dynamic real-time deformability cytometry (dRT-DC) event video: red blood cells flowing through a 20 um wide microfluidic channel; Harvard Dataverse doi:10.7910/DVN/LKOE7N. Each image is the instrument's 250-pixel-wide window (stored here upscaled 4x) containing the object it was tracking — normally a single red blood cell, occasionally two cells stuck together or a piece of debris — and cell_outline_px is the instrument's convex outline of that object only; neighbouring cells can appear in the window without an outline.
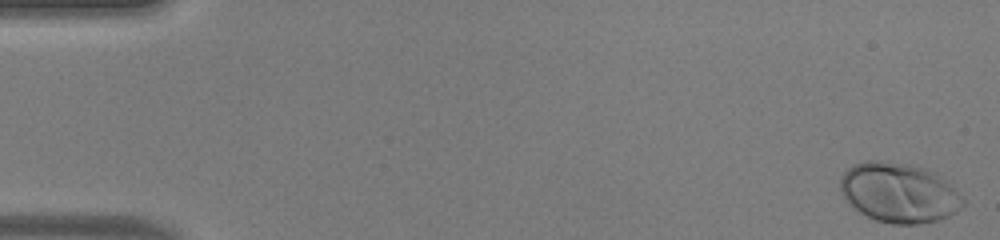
{"species": "human", "species_latin": "Homo sapiens", "temperature_condition": "warm", "stored_images_in_passage": 50, "camera_frame_rate_fps": 3000, "um_per_image_px": 0.085, "donor": {"sex": "male"}, "frame": {"image": 1, "passage_image": 1, "time_ms": 0.0, "image_size_px": [1000, 240], "cell_outline_px": [[964, 204], [956, 212], [940, 220], [920, 224], [892, 224], [876, 220], [860, 212], [840, 192], [840, 180], [844, 172], [852, 164], [868, 160], [884, 160], [912, 164], [924, 168], [940, 176], [964, 200]], "centroid_in_image_um": [76.39, 16.37], "position_along_channel_um": 8.6, "area_um2": 42.54}}
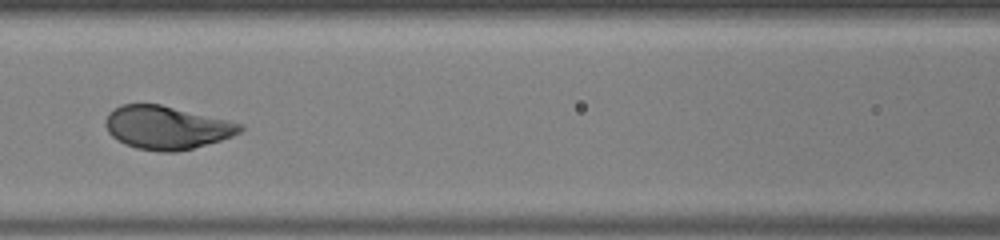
{"frame": {"image": 2, "passage_image": 23, "time_ms": 7.333, "image_size_px": [1000, 240], "cell_outline_px": [[244, 128], [240, 132], [232, 136], [220, 140], [192, 148], [176, 152], [160, 152], [136, 148], [124, 144], [116, 140], [108, 132], [104, 124], [104, 120], [108, 112], [120, 104], [160, 104], [228, 120], [244, 124]], "centroid_in_image_um": [14.12, 10.84], "position_along_channel_um": 152.5, "area_um2": 34.04}}
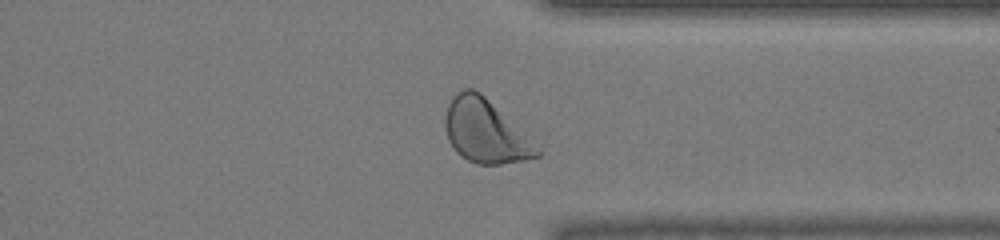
{"frame": {"image": 3, "passage_image": 39, "time_ms": 12.667, "image_size_px": [1000, 240], "cell_outline_px": [[548, 136], [544, 152], [540, 156], [524, 160], [500, 164], [476, 164], [460, 156], [456, 152], [448, 140], [444, 128], [444, 116], [448, 104], [452, 96], [456, 92], [464, 88], [472, 88], [480, 92], [548, 132]], "centroid_in_image_um": [41.68, 11.1], "position_along_channel_um": 369.7, "area_um2": 39.36}, "authors_computed_cell_mechanics": {"area_um2": 36.0961, "velocity_mm_per_s": 4.0904, "shape_relaxation_time_tau1_ms": 1.7455, "shape_relaxation_time_tau2_ms": null, "deformation_change_tau1": 0.1533, "deformation_change_tau2": null}}